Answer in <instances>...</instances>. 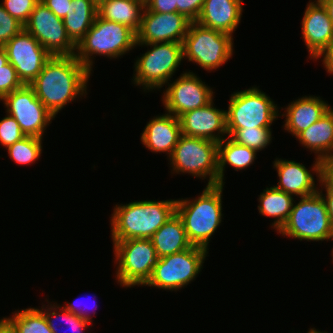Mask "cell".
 I'll use <instances>...</instances> for the list:
<instances>
[{
	"mask_svg": "<svg viewBox=\"0 0 333 333\" xmlns=\"http://www.w3.org/2000/svg\"><path fill=\"white\" fill-rule=\"evenodd\" d=\"M7 52L4 47H0V69L8 63Z\"/></svg>",
	"mask_w": 333,
	"mask_h": 333,
	"instance_id": "obj_46",
	"label": "cell"
},
{
	"mask_svg": "<svg viewBox=\"0 0 333 333\" xmlns=\"http://www.w3.org/2000/svg\"><path fill=\"white\" fill-rule=\"evenodd\" d=\"M51 56H73L76 44L70 39L63 19L39 1L24 25Z\"/></svg>",
	"mask_w": 333,
	"mask_h": 333,
	"instance_id": "obj_14",
	"label": "cell"
},
{
	"mask_svg": "<svg viewBox=\"0 0 333 333\" xmlns=\"http://www.w3.org/2000/svg\"><path fill=\"white\" fill-rule=\"evenodd\" d=\"M80 299H82V298H78L77 300H75V301H73L71 303L65 302L63 307L67 311H70L71 313H73V314H75V315H77V316H79L81 318H84L85 320H87V321H89V322L92 323L93 322V317H92V315L88 311H86V310H89V309H87V307H86L87 305L86 304H85L86 305L85 306L82 302H80ZM93 300L96 301V299H93ZM94 307L97 308L98 305L96 303H94L93 304V308Z\"/></svg>",
	"mask_w": 333,
	"mask_h": 333,
	"instance_id": "obj_40",
	"label": "cell"
},
{
	"mask_svg": "<svg viewBox=\"0 0 333 333\" xmlns=\"http://www.w3.org/2000/svg\"><path fill=\"white\" fill-rule=\"evenodd\" d=\"M226 110V127L230 137L237 129L271 127L280 117L279 106L266 94L253 86L230 95ZM280 112V113H279Z\"/></svg>",
	"mask_w": 333,
	"mask_h": 333,
	"instance_id": "obj_6",
	"label": "cell"
},
{
	"mask_svg": "<svg viewBox=\"0 0 333 333\" xmlns=\"http://www.w3.org/2000/svg\"><path fill=\"white\" fill-rule=\"evenodd\" d=\"M144 8L145 0H106L97 6V16L125 25L137 34Z\"/></svg>",
	"mask_w": 333,
	"mask_h": 333,
	"instance_id": "obj_24",
	"label": "cell"
},
{
	"mask_svg": "<svg viewBox=\"0 0 333 333\" xmlns=\"http://www.w3.org/2000/svg\"><path fill=\"white\" fill-rule=\"evenodd\" d=\"M181 136L179 118L166 112L154 116L147 122L141 133L140 141L153 153H167L168 159Z\"/></svg>",
	"mask_w": 333,
	"mask_h": 333,
	"instance_id": "obj_20",
	"label": "cell"
},
{
	"mask_svg": "<svg viewBox=\"0 0 333 333\" xmlns=\"http://www.w3.org/2000/svg\"><path fill=\"white\" fill-rule=\"evenodd\" d=\"M307 333H328V332L321 331V330L319 331L318 329H315V328H310Z\"/></svg>",
	"mask_w": 333,
	"mask_h": 333,
	"instance_id": "obj_47",
	"label": "cell"
},
{
	"mask_svg": "<svg viewBox=\"0 0 333 333\" xmlns=\"http://www.w3.org/2000/svg\"><path fill=\"white\" fill-rule=\"evenodd\" d=\"M1 5L6 12L16 18L20 23L25 25L35 5L40 0H2Z\"/></svg>",
	"mask_w": 333,
	"mask_h": 333,
	"instance_id": "obj_34",
	"label": "cell"
},
{
	"mask_svg": "<svg viewBox=\"0 0 333 333\" xmlns=\"http://www.w3.org/2000/svg\"><path fill=\"white\" fill-rule=\"evenodd\" d=\"M224 185L206 186L197 198L176 200V213L182 219L187 238L193 246L209 250L210 240L222 223Z\"/></svg>",
	"mask_w": 333,
	"mask_h": 333,
	"instance_id": "obj_3",
	"label": "cell"
},
{
	"mask_svg": "<svg viewBox=\"0 0 333 333\" xmlns=\"http://www.w3.org/2000/svg\"><path fill=\"white\" fill-rule=\"evenodd\" d=\"M320 58H322L321 61L327 73L333 75V42L314 61Z\"/></svg>",
	"mask_w": 333,
	"mask_h": 333,
	"instance_id": "obj_43",
	"label": "cell"
},
{
	"mask_svg": "<svg viewBox=\"0 0 333 333\" xmlns=\"http://www.w3.org/2000/svg\"><path fill=\"white\" fill-rule=\"evenodd\" d=\"M299 199L297 203L295 199L289 218L278 234L300 241H333L326 203L319 191Z\"/></svg>",
	"mask_w": 333,
	"mask_h": 333,
	"instance_id": "obj_7",
	"label": "cell"
},
{
	"mask_svg": "<svg viewBox=\"0 0 333 333\" xmlns=\"http://www.w3.org/2000/svg\"><path fill=\"white\" fill-rule=\"evenodd\" d=\"M112 242L117 283L122 288L143 287L151 278L158 260L152 240L133 238Z\"/></svg>",
	"mask_w": 333,
	"mask_h": 333,
	"instance_id": "obj_10",
	"label": "cell"
},
{
	"mask_svg": "<svg viewBox=\"0 0 333 333\" xmlns=\"http://www.w3.org/2000/svg\"><path fill=\"white\" fill-rule=\"evenodd\" d=\"M145 46L147 51L137 56L134 62V76L131 81L134 86L142 87L146 93L160 90L171 81L181 61H183V46L177 42L136 43V47Z\"/></svg>",
	"mask_w": 333,
	"mask_h": 333,
	"instance_id": "obj_5",
	"label": "cell"
},
{
	"mask_svg": "<svg viewBox=\"0 0 333 333\" xmlns=\"http://www.w3.org/2000/svg\"><path fill=\"white\" fill-rule=\"evenodd\" d=\"M137 34L120 23L96 16L93 25L76 45L75 57L91 72L94 55L119 59L136 48Z\"/></svg>",
	"mask_w": 333,
	"mask_h": 333,
	"instance_id": "obj_4",
	"label": "cell"
},
{
	"mask_svg": "<svg viewBox=\"0 0 333 333\" xmlns=\"http://www.w3.org/2000/svg\"><path fill=\"white\" fill-rule=\"evenodd\" d=\"M230 138L240 145L260 152L272 143V128L258 127L237 129Z\"/></svg>",
	"mask_w": 333,
	"mask_h": 333,
	"instance_id": "obj_32",
	"label": "cell"
},
{
	"mask_svg": "<svg viewBox=\"0 0 333 333\" xmlns=\"http://www.w3.org/2000/svg\"><path fill=\"white\" fill-rule=\"evenodd\" d=\"M24 25L10 16L0 3V47L17 35Z\"/></svg>",
	"mask_w": 333,
	"mask_h": 333,
	"instance_id": "obj_35",
	"label": "cell"
},
{
	"mask_svg": "<svg viewBox=\"0 0 333 333\" xmlns=\"http://www.w3.org/2000/svg\"><path fill=\"white\" fill-rule=\"evenodd\" d=\"M6 113L15 118L25 136L43 139L47 126L55 119L36 97L30 85H23L1 100Z\"/></svg>",
	"mask_w": 333,
	"mask_h": 333,
	"instance_id": "obj_12",
	"label": "cell"
},
{
	"mask_svg": "<svg viewBox=\"0 0 333 333\" xmlns=\"http://www.w3.org/2000/svg\"><path fill=\"white\" fill-rule=\"evenodd\" d=\"M90 72L76 57L52 56L30 83L36 97L54 117L68 103L87 95Z\"/></svg>",
	"mask_w": 333,
	"mask_h": 333,
	"instance_id": "obj_1",
	"label": "cell"
},
{
	"mask_svg": "<svg viewBox=\"0 0 333 333\" xmlns=\"http://www.w3.org/2000/svg\"><path fill=\"white\" fill-rule=\"evenodd\" d=\"M172 174L188 173L206 179V186L218 185V143L182 135L168 158Z\"/></svg>",
	"mask_w": 333,
	"mask_h": 333,
	"instance_id": "obj_9",
	"label": "cell"
},
{
	"mask_svg": "<svg viewBox=\"0 0 333 333\" xmlns=\"http://www.w3.org/2000/svg\"><path fill=\"white\" fill-rule=\"evenodd\" d=\"M332 107L322 100L320 96H302L291 101L285 108L281 117H286L283 127L285 131L296 137L313 123L323 117Z\"/></svg>",
	"mask_w": 333,
	"mask_h": 333,
	"instance_id": "obj_21",
	"label": "cell"
},
{
	"mask_svg": "<svg viewBox=\"0 0 333 333\" xmlns=\"http://www.w3.org/2000/svg\"><path fill=\"white\" fill-rule=\"evenodd\" d=\"M192 21L181 13H159L144 8L137 43H182Z\"/></svg>",
	"mask_w": 333,
	"mask_h": 333,
	"instance_id": "obj_16",
	"label": "cell"
},
{
	"mask_svg": "<svg viewBox=\"0 0 333 333\" xmlns=\"http://www.w3.org/2000/svg\"><path fill=\"white\" fill-rule=\"evenodd\" d=\"M327 10L328 16L333 22V0H319Z\"/></svg>",
	"mask_w": 333,
	"mask_h": 333,
	"instance_id": "obj_45",
	"label": "cell"
},
{
	"mask_svg": "<svg viewBox=\"0 0 333 333\" xmlns=\"http://www.w3.org/2000/svg\"><path fill=\"white\" fill-rule=\"evenodd\" d=\"M178 0H145V8L152 12H177Z\"/></svg>",
	"mask_w": 333,
	"mask_h": 333,
	"instance_id": "obj_38",
	"label": "cell"
},
{
	"mask_svg": "<svg viewBox=\"0 0 333 333\" xmlns=\"http://www.w3.org/2000/svg\"><path fill=\"white\" fill-rule=\"evenodd\" d=\"M320 181L328 189H333V157L320 160Z\"/></svg>",
	"mask_w": 333,
	"mask_h": 333,
	"instance_id": "obj_39",
	"label": "cell"
},
{
	"mask_svg": "<svg viewBox=\"0 0 333 333\" xmlns=\"http://www.w3.org/2000/svg\"><path fill=\"white\" fill-rule=\"evenodd\" d=\"M158 258L184 251L192 246L182 219L175 212L151 238Z\"/></svg>",
	"mask_w": 333,
	"mask_h": 333,
	"instance_id": "obj_25",
	"label": "cell"
},
{
	"mask_svg": "<svg viewBox=\"0 0 333 333\" xmlns=\"http://www.w3.org/2000/svg\"><path fill=\"white\" fill-rule=\"evenodd\" d=\"M7 52L8 61L15 68L19 79L25 85L41 73L51 54L26 29L3 46Z\"/></svg>",
	"mask_w": 333,
	"mask_h": 333,
	"instance_id": "obj_15",
	"label": "cell"
},
{
	"mask_svg": "<svg viewBox=\"0 0 333 333\" xmlns=\"http://www.w3.org/2000/svg\"><path fill=\"white\" fill-rule=\"evenodd\" d=\"M207 105L188 111L179 117L182 135L221 142L228 136L226 110Z\"/></svg>",
	"mask_w": 333,
	"mask_h": 333,
	"instance_id": "obj_17",
	"label": "cell"
},
{
	"mask_svg": "<svg viewBox=\"0 0 333 333\" xmlns=\"http://www.w3.org/2000/svg\"><path fill=\"white\" fill-rule=\"evenodd\" d=\"M208 250L198 246L158 258L151 278L144 286L179 291L196 279L208 257Z\"/></svg>",
	"mask_w": 333,
	"mask_h": 333,
	"instance_id": "obj_11",
	"label": "cell"
},
{
	"mask_svg": "<svg viewBox=\"0 0 333 333\" xmlns=\"http://www.w3.org/2000/svg\"><path fill=\"white\" fill-rule=\"evenodd\" d=\"M205 0H178L177 12L195 22L203 8Z\"/></svg>",
	"mask_w": 333,
	"mask_h": 333,
	"instance_id": "obj_37",
	"label": "cell"
},
{
	"mask_svg": "<svg viewBox=\"0 0 333 333\" xmlns=\"http://www.w3.org/2000/svg\"><path fill=\"white\" fill-rule=\"evenodd\" d=\"M25 137L14 117L8 115L0 120V145L7 148Z\"/></svg>",
	"mask_w": 333,
	"mask_h": 333,
	"instance_id": "obj_33",
	"label": "cell"
},
{
	"mask_svg": "<svg viewBox=\"0 0 333 333\" xmlns=\"http://www.w3.org/2000/svg\"><path fill=\"white\" fill-rule=\"evenodd\" d=\"M42 140L34 136H25L6 148L9 158L19 165L27 166L35 163L43 151Z\"/></svg>",
	"mask_w": 333,
	"mask_h": 333,
	"instance_id": "obj_31",
	"label": "cell"
},
{
	"mask_svg": "<svg viewBox=\"0 0 333 333\" xmlns=\"http://www.w3.org/2000/svg\"><path fill=\"white\" fill-rule=\"evenodd\" d=\"M12 314L10 317H5V320L16 333H53L38 307L18 309Z\"/></svg>",
	"mask_w": 333,
	"mask_h": 333,
	"instance_id": "obj_30",
	"label": "cell"
},
{
	"mask_svg": "<svg viewBox=\"0 0 333 333\" xmlns=\"http://www.w3.org/2000/svg\"><path fill=\"white\" fill-rule=\"evenodd\" d=\"M256 155L257 151L236 143L229 136L218 142V185H225L226 165L237 172L245 170L255 162Z\"/></svg>",
	"mask_w": 333,
	"mask_h": 333,
	"instance_id": "obj_27",
	"label": "cell"
},
{
	"mask_svg": "<svg viewBox=\"0 0 333 333\" xmlns=\"http://www.w3.org/2000/svg\"><path fill=\"white\" fill-rule=\"evenodd\" d=\"M23 85L11 63L8 62L0 69V101Z\"/></svg>",
	"mask_w": 333,
	"mask_h": 333,
	"instance_id": "obj_36",
	"label": "cell"
},
{
	"mask_svg": "<svg viewBox=\"0 0 333 333\" xmlns=\"http://www.w3.org/2000/svg\"><path fill=\"white\" fill-rule=\"evenodd\" d=\"M318 187L319 188L321 187V189H318V191H319L320 195L322 196V198L324 199V201L326 203L331 228H332V231H333V189H328L321 181L319 182ZM323 191L326 192V193L323 194Z\"/></svg>",
	"mask_w": 333,
	"mask_h": 333,
	"instance_id": "obj_42",
	"label": "cell"
},
{
	"mask_svg": "<svg viewBox=\"0 0 333 333\" xmlns=\"http://www.w3.org/2000/svg\"><path fill=\"white\" fill-rule=\"evenodd\" d=\"M311 170H308L302 163L294 160L276 158L273 162V168L279 177L278 184L275 188L284 191L292 196L304 197L314 194L318 191L320 182V159L315 157ZM317 177V181L313 174ZM316 182H318L316 184Z\"/></svg>",
	"mask_w": 333,
	"mask_h": 333,
	"instance_id": "obj_18",
	"label": "cell"
},
{
	"mask_svg": "<svg viewBox=\"0 0 333 333\" xmlns=\"http://www.w3.org/2000/svg\"><path fill=\"white\" fill-rule=\"evenodd\" d=\"M176 212V200H142L116 204L110 219L112 241L151 239Z\"/></svg>",
	"mask_w": 333,
	"mask_h": 333,
	"instance_id": "obj_2",
	"label": "cell"
},
{
	"mask_svg": "<svg viewBox=\"0 0 333 333\" xmlns=\"http://www.w3.org/2000/svg\"><path fill=\"white\" fill-rule=\"evenodd\" d=\"M295 138L303 147L313 152L316 158L321 160L333 157V107Z\"/></svg>",
	"mask_w": 333,
	"mask_h": 333,
	"instance_id": "obj_23",
	"label": "cell"
},
{
	"mask_svg": "<svg viewBox=\"0 0 333 333\" xmlns=\"http://www.w3.org/2000/svg\"><path fill=\"white\" fill-rule=\"evenodd\" d=\"M46 302L48 305H42L41 308L39 309L45 316L48 326L51 329L53 333H62L60 331V327L62 325L61 322L64 323V325L69 328L68 330H64L66 332L63 333H85L87 328H90V324H93L84 318H81L70 311H67L63 305L60 306L58 303L52 304V302H48L46 299ZM58 304V305H57ZM47 306V307H45ZM61 311V312H60ZM60 312V313H59ZM60 322V323H57ZM59 324V325H58Z\"/></svg>",
	"mask_w": 333,
	"mask_h": 333,
	"instance_id": "obj_29",
	"label": "cell"
},
{
	"mask_svg": "<svg viewBox=\"0 0 333 333\" xmlns=\"http://www.w3.org/2000/svg\"><path fill=\"white\" fill-rule=\"evenodd\" d=\"M301 26L309 58L315 60L333 42V22L319 0H309Z\"/></svg>",
	"mask_w": 333,
	"mask_h": 333,
	"instance_id": "obj_19",
	"label": "cell"
},
{
	"mask_svg": "<svg viewBox=\"0 0 333 333\" xmlns=\"http://www.w3.org/2000/svg\"><path fill=\"white\" fill-rule=\"evenodd\" d=\"M96 16L97 5L93 0H71L63 21L68 36L76 45L89 31Z\"/></svg>",
	"mask_w": 333,
	"mask_h": 333,
	"instance_id": "obj_28",
	"label": "cell"
},
{
	"mask_svg": "<svg viewBox=\"0 0 333 333\" xmlns=\"http://www.w3.org/2000/svg\"><path fill=\"white\" fill-rule=\"evenodd\" d=\"M258 196L259 214L274 218L271 227L278 233L289 218L295 201L294 196L280 191L274 186L266 187Z\"/></svg>",
	"mask_w": 333,
	"mask_h": 333,
	"instance_id": "obj_26",
	"label": "cell"
},
{
	"mask_svg": "<svg viewBox=\"0 0 333 333\" xmlns=\"http://www.w3.org/2000/svg\"><path fill=\"white\" fill-rule=\"evenodd\" d=\"M0 333H16L12 326L5 320V317L0 319Z\"/></svg>",
	"mask_w": 333,
	"mask_h": 333,
	"instance_id": "obj_44",
	"label": "cell"
},
{
	"mask_svg": "<svg viewBox=\"0 0 333 333\" xmlns=\"http://www.w3.org/2000/svg\"><path fill=\"white\" fill-rule=\"evenodd\" d=\"M242 2L243 0H205L196 22L233 36L241 22Z\"/></svg>",
	"mask_w": 333,
	"mask_h": 333,
	"instance_id": "obj_22",
	"label": "cell"
},
{
	"mask_svg": "<svg viewBox=\"0 0 333 333\" xmlns=\"http://www.w3.org/2000/svg\"><path fill=\"white\" fill-rule=\"evenodd\" d=\"M57 17L64 19L68 13L71 0H40Z\"/></svg>",
	"mask_w": 333,
	"mask_h": 333,
	"instance_id": "obj_41",
	"label": "cell"
},
{
	"mask_svg": "<svg viewBox=\"0 0 333 333\" xmlns=\"http://www.w3.org/2000/svg\"><path fill=\"white\" fill-rule=\"evenodd\" d=\"M183 71L179 78L168 82L163 90L165 112L179 118L182 114L203 107L214 100L213 88L206 85L193 71Z\"/></svg>",
	"mask_w": 333,
	"mask_h": 333,
	"instance_id": "obj_13",
	"label": "cell"
},
{
	"mask_svg": "<svg viewBox=\"0 0 333 333\" xmlns=\"http://www.w3.org/2000/svg\"><path fill=\"white\" fill-rule=\"evenodd\" d=\"M233 40L228 33L191 22L182 42L183 59L196 63L207 72L215 71L232 58Z\"/></svg>",
	"mask_w": 333,
	"mask_h": 333,
	"instance_id": "obj_8",
	"label": "cell"
}]
</instances>
